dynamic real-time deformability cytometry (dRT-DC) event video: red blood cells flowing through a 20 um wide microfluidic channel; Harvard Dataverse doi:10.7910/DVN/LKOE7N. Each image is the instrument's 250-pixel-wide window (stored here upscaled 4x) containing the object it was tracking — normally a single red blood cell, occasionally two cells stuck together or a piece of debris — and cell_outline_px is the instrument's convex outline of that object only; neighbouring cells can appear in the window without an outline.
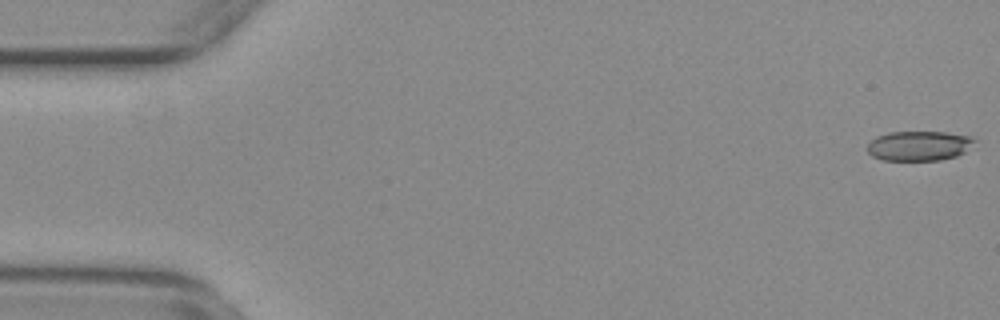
{"species": "common noctule bat (a hibernating species)", "species_latin": "Nyctalus noctula", "temperature_condition": "warm", "stored_images_in_passage": 15, "camera_frame_rate_fps": 3000, "um_per_image_px": 0.085, "animal": {"sex": "female", "body_mass_g": 29.2, "forearm_length_mm": 56.3}, "frame": {"image": 1, "passage_image": 1, "time_ms": 0.0, "image_size_px": [1000, 320], "cell_outline_px": [[976, 140], [964, 152], [956, 156], [940, 160], [884, 160], [872, 156], [868, 152], [868, 144], [876, 136], [888, 132], [944, 132], [972, 136]], "centroid_in_image_um": [78.11, 12.39], "position_along_channel_um": 6.9, "area_um2": 18.5}}
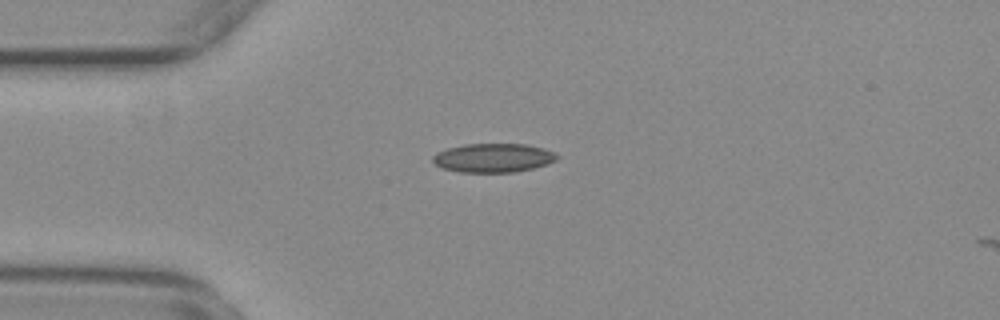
{"frame": {"image": 2, "passage_image": 14, "time_ms": 4.333, "image_size_px": [1000, 320], "cell_outline_px": [[560, 156], [556, 160], [548, 164], [516, 172], [460, 172], [444, 168], [436, 164], [432, 160], [432, 156], [436, 152], [448, 148], [464, 144], [528, 144], [544, 148]], "centroid_in_image_um": [41.94, 13.41], "position_along_channel_um": 43.1, "area_um2": 20.92}}